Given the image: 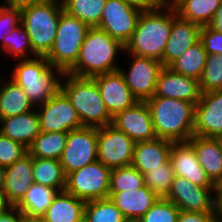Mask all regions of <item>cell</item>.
Here are the masks:
<instances>
[{
  "instance_id": "f6af8a7d",
  "label": "cell",
  "mask_w": 222,
  "mask_h": 222,
  "mask_svg": "<svg viewBox=\"0 0 222 222\" xmlns=\"http://www.w3.org/2000/svg\"><path fill=\"white\" fill-rule=\"evenodd\" d=\"M23 218L22 212L13 206H7L0 213V222H21Z\"/></svg>"
},
{
  "instance_id": "8d00e7d4",
  "label": "cell",
  "mask_w": 222,
  "mask_h": 222,
  "mask_svg": "<svg viewBox=\"0 0 222 222\" xmlns=\"http://www.w3.org/2000/svg\"><path fill=\"white\" fill-rule=\"evenodd\" d=\"M144 185L153 191L159 198H165L171 188L175 174L171 161L160 166V168L150 169L143 174Z\"/></svg>"
},
{
  "instance_id": "9a60e30c",
  "label": "cell",
  "mask_w": 222,
  "mask_h": 222,
  "mask_svg": "<svg viewBox=\"0 0 222 222\" xmlns=\"http://www.w3.org/2000/svg\"><path fill=\"white\" fill-rule=\"evenodd\" d=\"M98 85L101 98L111 117L134 106L138 99L127 86L120 71L99 74L92 77Z\"/></svg>"
},
{
  "instance_id": "4fadbf2b",
  "label": "cell",
  "mask_w": 222,
  "mask_h": 222,
  "mask_svg": "<svg viewBox=\"0 0 222 222\" xmlns=\"http://www.w3.org/2000/svg\"><path fill=\"white\" fill-rule=\"evenodd\" d=\"M214 190L215 188L201 187L186 178L175 176L165 198L181 211L215 213Z\"/></svg>"
},
{
  "instance_id": "1f68e13d",
  "label": "cell",
  "mask_w": 222,
  "mask_h": 222,
  "mask_svg": "<svg viewBox=\"0 0 222 222\" xmlns=\"http://www.w3.org/2000/svg\"><path fill=\"white\" fill-rule=\"evenodd\" d=\"M207 52L201 41L187 49L169 68L181 75L192 77L198 81L202 77Z\"/></svg>"
},
{
  "instance_id": "6da1fadb",
  "label": "cell",
  "mask_w": 222,
  "mask_h": 222,
  "mask_svg": "<svg viewBox=\"0 0 222 222\" xmlns=\"http://www.w3.org/2000/svg\"><path fill=\"white\" fill-rule=\"evenodd\" d=\"M176 16L175 9L165 5L151 11H142L124 52L155 59L163 66V52Z\"/></svg>"
},
{
  "instance_id": "ab89813d",
  "label": "cell",
  "mask_w": 222,
  "mask_h": 222,
  "mask_svg": "<svg viewBox=\"0 0 222 222\" xmlns=\"http://www.w3.org/2000/svg\"><path fill=\"white\" fill-rule=\"evenodd\" d=\"M28 153L22 144L13 141L0 132V166L7 167Z\"/></svg>"
},
{
  "instance_id": "4316f807",
  "label": "cell",
  "mask_w": 222,
  "mask_h": 222,
  "mask_svg": "<svg viewBox=\"0 0 222 222\" xmlns=\"http://www.w3.org/2000/svg\"><path fill=\"white\" fill-rule=\"evenodd\" d=\"M58 192L57 189L33 183L14 207L22 212L24 218L40 219Z\"/></svg>"
},
{
  "instance_id": "7c38bea8",
  "label": "cell",
  "mask_w": 222,
  "mask_h": 222,
  "mask_svg": "<svg viewBox=\"0 0 222 222\" xmlns=\"http://www.w3.org/2000/svg\"><path fill=\"white\" fill-rule=\"evenodd\" d=\"M141 11L124 0H107L97 28L119 40L124 46L136 29Z\"/></svg>"
},
{
  "instance_id": "f1b7e54d",
  "label": "cell",
  "mask_w": 222,
  "mask_h": 222,
  "mask_svg": "<svg viewBox=\"0 0 222 222\" xmlns=\"http://www.w3.org/2000/svg\"><path fill=\"white\" fill-rule=\"evenodd\" d=\"M34 183L57 189L65 190L66 174L60 160L32 158Z\"/></svg>"
},
{
  "instance_id": "2e32d148",
  "label": "cell",
  "mask_w": 222,
  "mask_h": 222,
  "mask_svg": "<svg viewBox=\"0 0 222 222\" xmlns=\"http://www.w3.org/2000/svg\"><path fill=\"white\" fill-rule=\"evenodd\" d=\"M111 125L135 143L157 138L151 112L145 101H138L134 106L116 114L112 117Z\"/></svg>"
},
{
  "instance_id": "5bb4252c",
  "label": "cell",
  "mask_w": 222,
  "mask_h": 222,
  "mask_svg": "<svg viewBox=\"0 0 222 222\" xmlns=\"http://www.w3.org/2000/svg\"><path fill=\"white\" fill-rule=\"evenodd\" d=\"M129 55L132 60L130 68L127 72L122 68H119V71L138 101H146L155 93L157 78L163 68L162 63L152 58Z\"/></svg>"
},
{
  "instance_id": "83f0119b",
  "label": "cell",
  "mask_w": 222,
  "mask_h": 222,
  "mask_svg": "<svg viewBox=\"0 0 222 222\" xmlns=\"http://www.w3.org/2000/svg\"><path fill=\"white\" fill-rule=\"evenodd\" d=\"M36 109L24 89L11 78L0 84V119Z\"/></svg>"
},
{
  "instance_id": "d4e9b609",
  "label": "cell",
  "mask_w": 222,
  "mask_h": 222,
  "mask_svg": "<svg viewBox=\"0 0 222 222\" xmlns=\"http://www.w3.org/2000/svg\"><path fill=\"white\" fill-rule=\"evenodd\" d=\"M109 199L127 220H139L159 199L145 185L133 191L109 192Z\"/></svg>"
},
{
  "instance_id": "ba28073f",
  "label": "cell",
  "mask_w": 222,
  "mask_h": 222,
  "mask_svg": "<svg viewBox=\"0 0 222 222\" xmlns=\"http://www.w3.org/2000/svg\"><path fill=\"white\" fill-rule=\"evenodd\" d=\"M110 172L96 160L67 174L65 191L85 202L109 198Z\"/></svg>"
},
{
  "instance_id": "836d02e7",
  "label": "cell",
  "mask_w": 222,
  "mask_h": 222,
  "mask_svg": "<svg viewBox=\"0 0 222 222\" xmlns=\"http://www.w3.org/2000/svg\"><path fill=\"white\" fill-rule=\"evenodd\" d=\"M127 219L109 199L87 201L84 222H125Z\"/></svg>"
},
{
  "instance_id": "5b68a950",
  "label": "cell",
  "mask_w": 222,
  "mask_h": 222,
  "mask_svg": "<svg viewBox=\"0 0 222 222\" xmlns=\"http://www.w3.org/2000/svg\"><path fill=\"white\" fill-rule=\"evenodd\" d=\"M64 79L66 82L61 83V91L77 111L83 126L99 128L112 123L93 78L64 73L61 81Z\"/></svg>"
},
{
  "instance_id": "3957f363",
  "label": "cell",
  "mask_w": 222,
  "mask_h": 222,
  "mask_svg": "<svg viewBox=\"0 0 222 222\" xmlns=\"http://www.w3.org/2000/svg\"><path fill=\"white\" fill-rule=\"evenodd\" d=\"M119 51H125V46L119 40L97 27H91L75 65L67 73L92 78L99 74L118 71L120 66L116 63V57Z\"/></svg>"
},
{
  "instance_id": "ffe728a7",
  "label": "cell",
  "mask_w": 222,
  "mask_h": 222,
  "mask_svg": "<svg viewBox=\"0 0 222 222\" xmlns=\"http://www.w3.org/2000/svg\"><path fill=\"white\" fill-rule=\"evenodd\" d=\"M34 183L32 157L29 153L12 165L5 167V183L2 190L7 206H15Z\"/></svg>"
},
{
  "instance_id": "7dc6e473",
  "label": "cell",
  "mask_w": 222,
  "mask_h": 222,
  "mask_svg": "<svg viewBox=\"0 0 222 222\" xmlns=\"http://www.w3.org/2000/svg\"><path fill=\"white\" fill-rule=\"evenodd\" d=\"M45 0H4L3 6L22 9Z\"/></svg>"
},
{
  "instance_id": "ac0fdd59",
  "label": "cell",
  "mask_w": 222,
  "mask_h": 222,
  "mask_svg": "<svg viewBox=\"0 0 222 222\" xmlns=\"http://www.w3.org/2000/svg\"><path fill=\"white\" fill-rule=\"evenodd\" d=\"M201 95L197 79L181 75L169 67H163L159 72L154 96L180 99L196 105Z\"/></svg>"
},
{
  "instance_id": "cb8c5ba5",
  "label": "cell",
  "mask_w": 222,
  "mask_h": 222,
  "mask_svg": "<svg viewBox=\"0 0 222 222\" xmlns=\"http://www.w3.org/2000/svg\"><path fill=\"white\" fill-rule=\"evenodd\" d=\"M188 142L196 152L198 162L210 180H222V139L193 135Z\"/></svg>"
},
{
  "instance_id": "11a10c76",
  "label": "cell",
  "mask_w": 222,
  "mask_h": 222,
  "mask_svg": "<svg viewBox=\"0 0 222 222\" xmlns=\"http://www.w3.org/2000/svg\"><path fill=\"white\" fill-rule=\"evenodd\" d=\"M215 222H222V219H217Z\"/></svg>"
},
{
  "instance_id": "74e56055",
  "label": "cell",
  "mask_w": 222,
  "mask_h": 222,
  "mask_svg": "<svg viewBox=\"0 0 222 222\" xmlns=\"http://www.w3.org/2000/svg\"><path fill=\"white\" fill-rule=\"evenodd\" d=\"M199 83L202 93L222 91V55L207 54Z\"/></svg>"
},
{
  "instance_id": "d6a6232c",
  "label": "cell",
  "mask_w": 222,
  "mask_h": 222,
  "mask_svg": "<svg viewBox=\"0 0 222 222\" xmlns=\"http://www.w3.org/2000/svg\"><path fill=\"white\" fill-rule=\"evenodd\" d=\"M107 0H61L63 10L90 27L100 23L103 9Z\"/></svg>"
},
{
  "instance_id": "e0dca14e",
  "label": "cell",
  "mask_w": 222,
  "mask_h": 222,
  "mask_svg": "<svg viewBox=\"0 0 222 222\" xmlns=\"http://www.w3.org/2000/svg\"><path fill=\"white\" fill-rule=\"evenodd\" d=\"M194 135L222 139V91L202 93L195 105Z\"/></svg>"
},
{
  "instance_id": "b9f144b4",
  "label": "cell",
  "mask_w": 222,
  "mask_h": 222,
  "mask_svg": "<svg viewBox=\"0 0 222 222\" xmlns=\"http://www.w3.org/2000/svg\"><path fill=\"white\" fill-rule=\"evenodd\" d=\"M200 41L207 54L222 55V33L213 30L208 25L203 26L200 31Z\"/></svg>"
},
{
  "instance_id": "44dd1931",
  "label": "cell",
  "mask_w": 222,
  "mask_h": 222,
  "mask_svg": "<svg viewBox=\"0 0 222 222\" xmlns=\"http://www.w3.org/2000/svg\"><path fill=\"white\" fill-rule=\"evenodd\" d=\"M202 26L180 18L172 21L169 39L163 52V67H169L187 49L200 41Z\"/></svg>"
},
{
  "instance_id": "484cf974",
  "label": "cell",
  "mask_w": 222,
  "mask_h": 222,
  "mask_svg": "<svg viewBox=\"0 0 222 222\" xmlns=\"http://www.w3.org/2000/svg\"><path fill=\"white\" fill-rule=\"evenodd\" d=\"M86 202L65 190L58 192L41 222H84Z\"/></svg>"
},
{
  "instance_id": "8fae6325",
  "label": "cell",
  "mask_w": 222,
  "mask_h": 222,
  "mask_svg": "<svg viewBox=\"0 0 222 222\" xmlns=\"http://www.w3.org/2000/svg\"><path fill=\"white\" fill-rule=\"evenodd\" d=\"M41 132H69L84 127L77 111L60 90L44 104L36 107Z\"/></svg>"
},
{
  "instance_id": "ee69618b",
  "label": "cell",
  "mask_w": 222,
  "mask_h": 222,
  "mask_svg": "<svg viewBox=\"0 0 222 222\" xmlns=\"http://www.w3.org/2000/svg\"><path fill=\"white\" fill-rule=\"evenodd\" d=\"M128 5L142 11H151L164 6L163 0H124Z\"/></svg>"
},
{
  "instance_id": "d6986e66",
  "label": "cell",
  "mask_w": 222,
  "mask_h": 222,
  "mask_svg": "<svg viewBox=\"0 0 222 222\" xmlns=\"http://www.w3.org/2000/svg\"><path fill=\"white\" fill-rule=\"evenodd\" d=\"M170 161L175 176L186 178L201 187L215 188V184L199 164L196 152L188 141L173 142Z\"/></svg>"
},
{
  "instance_id": "681fc988",
  "label": "cell",
  "mask_w": 222,
  "mask_h": 222,
  "mask_svg": "<svg viewBox=\"0 0 222 222\" xmlns=\"http://www.w3.org/2000/svg\"><path fill=\"white\" fill-rule=\"evenodd\" d=\"M4 183H5V168L0 166V194H2Z\"/></svg>"
},
{
  "instance_id": "7bdbcfd3",
  "label": "cell",
  "mask_w": 222,
  "mask_h": 222,
  "mask_svg": "<svg viewBox=\"0 0 222 222\" xmlns=\"http://www.w3.org/2000/svg\"><path fill=\"white\" fill-rule=\"evenodd\" d=\"M215 213L180 211L177 222H215Z\"/></svg>"
},
{
  "instance_id": "f5cc1de1",
  "label": "cell",
  "mask_w": 222,
  "mask_h": 222,
  "mask_svg": "<svg viewBox=\"0 0 222 222\" xmlns=\"http://www.w3.org/2000/svg\"><path fill=\"white\" fill-rule=\"evenodd\" d=\"M21 222H41L40 219H28V218H23Z\"/></svg>"
},
{
  "instance_id": "7a4b0ae2",
  "label": "cell",
  "mask_w": 222,
  "mask_h": 222,
  "mask_svg": "<svg viewBox=\"0 0 222 222\" xmlns=\"http://www.w3.org/2000/svg\"><path fill=\"white\" fill-rule=\"evenodd\" d=\"M157 138L187 142L194 135L195 104L175 98L147 99Z\"/></svg>"
},
{
  "instance_id": "4dcf8cb0",
  "label": "cell",
  "mask_w": 222,
  "mask_h": 222,
  "mask_svg": "<svg viewBox=\"0 0 222 222\" xmlns=\"http://www.w3.org/2000/svg\"><path fill=\"white\" fill-rule=\"evenodd\" d=\"M67 135V132H41L29 147L28 153L32 158L59 160L66 146Z\"/></svg>"
},
{
  "instance_id": "52a82bcc",
  "label": "cell",
  "mask_w": 222,
  "mask_h": 222,
  "mask_svg": "<svg viewBox=\"0 0 222 222\" xmlns=\"http://www.w3.org/2000/svg\"><path fill=\"white\" fill-rule=\"evenodd\" d=\"M91 27L77 17L61 13L54 44L45 56L53 68L67 73L76 63L80 48Z\"/></svg>"
},
{
  "instance_id": "9c48e42d",
  "label": "cell",
  "mask_w": 222,
  "mask_h": 222,
  "mask_svg": "<svg viewBox=\"0 0 222 222\" xmlns=\"http://www.w3.org/2000/svg\"><path fill=\"white\" fill-rule=\"evenodd\" d=\"M97 136V127L84 126L68 132L66 146L59 159L66 175L97 160Z\"/></svg>"
},
{
  "instance_id": "816d5d0a",
  "label": "cell",
  "mask_w": 222,
  "mask_h": 222,
  "mask_svg": "<svg viewBox=\"0 0 222 222\" xmlns=\"http://www.w3.org/2000/svg\"><path fill=\"white\" fill-rule=\"evenodd\" d=\"M7 207V205L3 201L2 194H0V213Z\"/></svg>"
},
{
  "instance_id": "7402d4cb",
  "label": "cell",
  "mask_w": 222,
  "mask_h": 222,
  "mask_svg": "<svg viewBox=\"0 0 222 222\" xmlns=\"http://www.w3.org/2000/svg\"><path fill=\"white\" fill-rule=\"evenodd\" d=\"M172 145V141L162 138L136 142L131 165L142 174L160 168L170 160Z\"/></svg>"
},
{
  "instance_id": "f907efd6",
  "label": "cell",
  "mask_w": 222,
  "mask_h": 222,
  "mask_svg": "<svg viewBox=\"0 0 222 222\" xmlns=\"http://www.w3.org/2000/svg\"><path fill=\"white\" fill-rule=\"evenodd\" d=\"M181 0H163L165 6L175 7Z\"/></svg>"
},
{
  "instance_id": "603a6c76",
  "label": "cell",
  "mask_w": 222,
  "mask_h": 222,
  "mask_svg": "<svg viewBox=\"0 0 222 222\" xmlns=\"http://www.w3.org/2000/svg\"><path fill=\"white\" fill-rule=\"evenodd\" d=\"M0 132L29 149L41 133L38 112L33 109L23 114L0 119Z\"/></svg>"
},
{
  "instance_id": "8992f818",
  "label": "cell",
  "mask_w": 222,
  "mask_h": 222,
  "mask_svg": "<svg viewBox=\"0 0 222 222\" xmlns=\"http://www.w3.org/2000/svg\"><path fill=\"white\" fill-rule=\"evenodd\" d=\"M63 11L61 0H45L21 9V24L38 56H46L51 50Z\"/></svg>"
},
{
  "instance_id": "277c9868",
  "label": "cell",
  "mask_w": 222,
  "mask_h": 222,
  "mask_svg": "<svg viewBox=\"0 0 222 222\" xmlns=\"http://www.w3.org/2000/svg\"><path fill=\"white\" fill-rule=\"evenodd\" d=\"M13 68L10 78L24 89L35 107L44 104L61 90L60 80L64 72L53 68L45 56L18 60Z\"/></svg>"
},
{
  "instance_id": "d590c367",
  "label": "cell",
  "mask_w": 222,
  "mask_h": 222,
  "mask_svg": "<svg viewBox=\"0 0 222 222\" xmlns=\"http://www.w3.org/2000/svg\"><path fill=\"white\" fill-rule=\"evenodd\" d=\"M3 51L11 55L16 60L31 59L38 55L33 51L28 33L22 24L15 27L12 32L5 36L3 43H1ZM33 57L28 56L29 53Z\"/></svg>"
},
{
  "instance_id": "30bf717a",
  "label": "cell",
  "mask_w": 222,
  "mask_h": 222,
  "mask_svg": "<svg viewBox=\"0 0 222 222\" xmlns=\"http://www.w3.org/2000/svg\"><path fill=\"white\" fill-rule=\"evenodd\" d=\"M97 160L110 169L129 166L133 160L135 142L113 125L98 128Z\"/></svg>"
},
{
  "instance_id": "60d3db41",
  "label": "cell",
  "mask_w": 222,
  "mask_h": 222,
  "mask_svg": "<svg viewBox=\"0 0 222 222\" xmlns=\"http://www.w3.org/2000/svg\"><path fill=\"white\" fill-rule=\"evenodd\" d=\"M21 24V9L0 5V39L3 43L5 36Z\"/></svg>"
},
{
  "instance_id": "f546056e",
  "label": "cell",
  "mask_w": 222,
  "mask_h": 222,
  "mask_svg": "<svg viewBox=\"0 0 222 222\" xmlns=\"http://www.w3.org/2000/svg\"><path fill=\"white\" fill-rule=\"evenodd\" d=\"M222 0H181L175 7L177 15L200 26H207Z\"/></svg>"
},
{
  "instance_id": "db71d44e",
  "label": "cell",
  "mask_w": 222,
  "mask_h": 222,
  "mask_svg": "<svg viewBox=\"0 0 222 222\" xmlns=\"http://www.w3.org/2000/svg\"><path fill=\"white\" fill-rule=\"evenodd\" d=\"M125 222H139L137 220H126Z\"/></svg>"
},
{
  "instance_id": "f35d334b",
  "label": "cell",
  "mask_w": 222,
  "mask_h": 222,
  "mask_svg": "<svg viewBox=\"0 0 222 222\" xmlns=\"http://www.w3.org/2000/svg\"><path fill=\"white\" fill-rule=\"evenodd\" d=\"M180 209L170 200L159 198L139 222H177Z\"/></svg>"
},
{
  "instance_id": "e575fe53",
  "label": "cell",
  "mask_w": 222,
  "mask_h": 222,
  "mask_svg": "<svg viewBox=\"0 0 222 222\" xmlns=\"http://www.w3.org/2000/svg\"><path fill=\"white\" fill-rule=\"evenodd\" d=\"M144 186V175L132 165L111 169L109 192L133 191Z\"/></svg>"
},
{
  "instance_id": "c3c4849f",
  "label": "cell",
  "mask_w": 222,
  "mask_h": 222,
  "mask_svg": "<svg viewBox=\"0 0 222 222\" xmlns=\"http://www.w3.org/2000/svg\"><path fill=\"white\" fill-rule=\"evenodd\" d=\"M208 26L213 30L222 33V2Z\"/></svg>"
},
{
  "instance_id": "bcb514c9",
  "label": "cell",
  "mask_w": 222,
  "mask_h": 222,
  "mask_svg": "<svg viewBox=\"0 0 222 222\" xmlns=\"http://www.w3.org/2000/svg\"><path fill=\"white\" fill-rule=\"evenodd\" d=\"M215 214L218 219H222V180L215 184Z\"/></svg>"
}]
</instances>
